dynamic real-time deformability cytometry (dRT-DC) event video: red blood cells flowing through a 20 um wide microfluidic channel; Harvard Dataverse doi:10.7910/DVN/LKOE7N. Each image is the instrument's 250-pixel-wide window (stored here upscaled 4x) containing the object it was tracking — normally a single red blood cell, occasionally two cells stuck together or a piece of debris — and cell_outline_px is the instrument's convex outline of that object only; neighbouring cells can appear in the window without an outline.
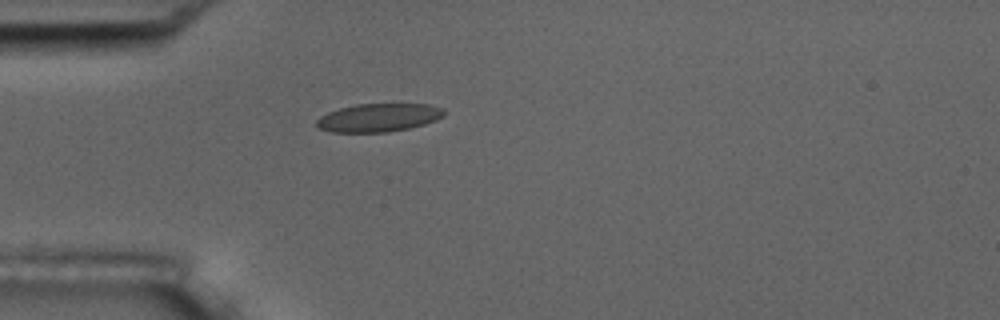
{"species": "common noctule bat (a hibernating species)", "species_latin": "Nyctalus noctula", "temperature_condition": "room temperature", "stored_images_in_passage": 1, "camera_frame_rate_fps": 3000, "um_per_image_px": 0.085, "animal": {"sex": "male", "body_mass_g": 17.5, "forearm_length_mm": 52.3}, "frame": {"image": 1, "passage_image": 1, "time_ms": 0.0, "image_size_px": [1000, 320], "cell_outline_px": [[444, 116], [436, 120], [424, 124], [408, 128], [388, 132], [328, 132], [316, 128], [316, 120], [320, 116], [328, 112], [340, 108], [356, 104], [428, 104], [444, 108]], "centroid_in_image_um": [32.15, 10.0], "position_along_channel_um": 52.9, "area_um2": 21.1}}